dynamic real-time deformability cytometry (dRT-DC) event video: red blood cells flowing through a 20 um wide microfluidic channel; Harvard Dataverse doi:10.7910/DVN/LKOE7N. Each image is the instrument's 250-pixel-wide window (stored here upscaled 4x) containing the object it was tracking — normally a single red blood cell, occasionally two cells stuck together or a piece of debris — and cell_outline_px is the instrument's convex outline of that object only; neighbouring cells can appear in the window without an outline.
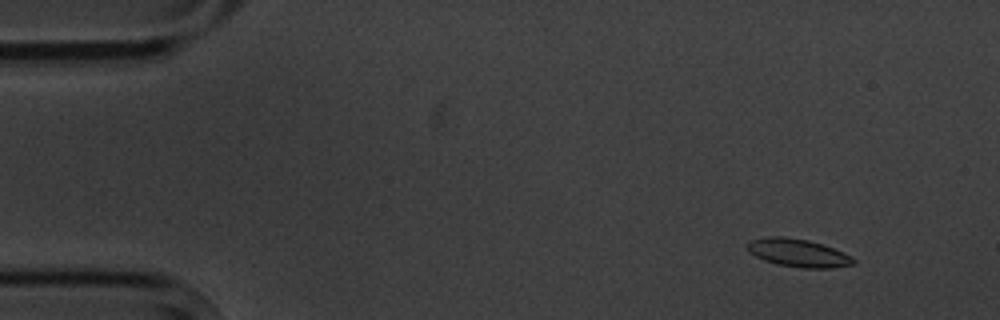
{"species": "common noctule bat (a hibernating species)", "species_latin": "Nyctalus noctula", "temperature_condition": "cold", "stored_images_in_passage": 4, "camera_frame_rate_fps": 3000, "um_per_image_px": 0.085, "animal": {"sex": "male", "body_mass_g": 20.1, "forearm_length_mm": 53.5}, "frame": {"image": 1, "passage_image": 1, "time_ms": 0.0, "image_size_px": [1000, 320], "cell_outline_px": [[856, 260], [852, 264], [832, 268], [800, 268], [776, 264], [764, 260], [748, 252], [748, 240], [764, 236], [784, 236], [808, 240], [844, 252], [852, 256]], "centroid_in_image_um": [67.81, 21.49], "position_along_channel_um": 17.2, "area_um2": 17.4}}
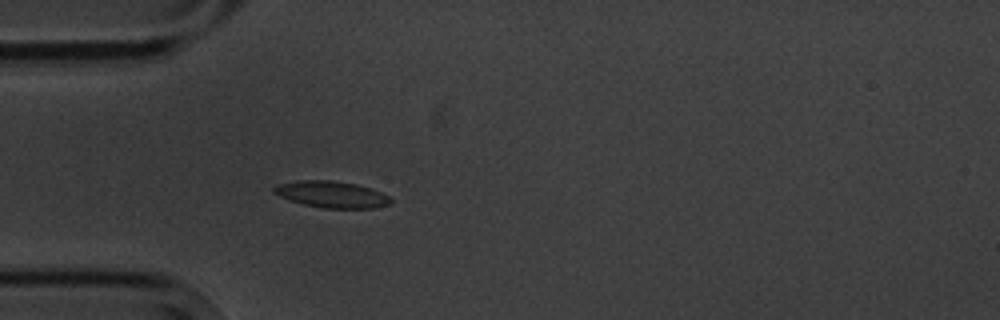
{"frame": {"image": 2, "passage_image": 4, "time_ms": 3.667, "image_size_px": [1000, 320], "cell_outline_px": [[392, 204], [372, 208], [324, 208], [304, 204], [280, 196], [272, 192], [272, 188], [276, 184], [300, 180], [332, 180], [356, 184], [380, 192], [388, 196], [392, 200]], "centroid_in_image_um": [28.18, 16.52], "position_along_channel_um": 56.8, "area_um2": 17.92}}